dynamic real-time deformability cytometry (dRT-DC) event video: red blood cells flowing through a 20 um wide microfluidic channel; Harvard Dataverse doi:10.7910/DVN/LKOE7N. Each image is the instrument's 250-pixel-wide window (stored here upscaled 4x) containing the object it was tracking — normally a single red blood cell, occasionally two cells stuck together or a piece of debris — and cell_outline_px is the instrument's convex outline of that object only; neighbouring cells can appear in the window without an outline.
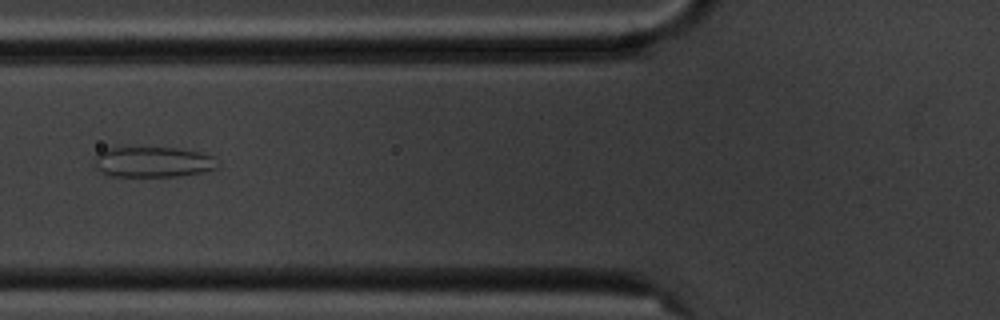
{"species": "common noctule bat (a hibernating species)", "species_latin": "Nyctalus noctula", "temperature_condition": "cold", "stored_images_in_passage": 8, "camera_frame_rate_fps": 3000, "um_per_image_px": 0.085, "animal": {"sex": "male", "body_mass_g": 20.1, "forearm_length_mm": 53.5}, "frame": {"image": 1, "passage_image": 6, "time_ms": 5.667, "image_size_px": [1000, 320], "cell_outline_px": [[220, 168], [204, 172], [176, 176], [108, 176], [100, 172], [96, 168], [92, 160], [96, 152], [116, 144], [120, 144], [176, 148], [200, 152], [212, 156], [220, 164]], "centroid_in_image_um": [12.89, 13.71], "position_along_channel_um": 112.9, "area_um2": 23.29}}
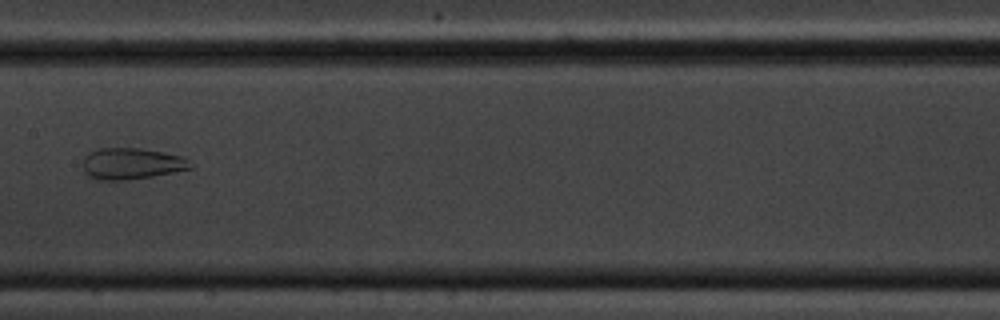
{"frame": {"image": 2, "passage_image": 8, "time_ms": 8.0, "image_size_px": [1000, 320], "cell_outline_px": [[192, 168], [152, 176], [128, 180], [96, 180], [88, 176], [84, 172], [84, 160], [88, 152], [96, 148], [140, 148], [184, 156], [192, 164]], "centroid_in_image_um": [11.16, 13.91], "position_along_channel_um": 196.2, "area_um2": 19.71}}